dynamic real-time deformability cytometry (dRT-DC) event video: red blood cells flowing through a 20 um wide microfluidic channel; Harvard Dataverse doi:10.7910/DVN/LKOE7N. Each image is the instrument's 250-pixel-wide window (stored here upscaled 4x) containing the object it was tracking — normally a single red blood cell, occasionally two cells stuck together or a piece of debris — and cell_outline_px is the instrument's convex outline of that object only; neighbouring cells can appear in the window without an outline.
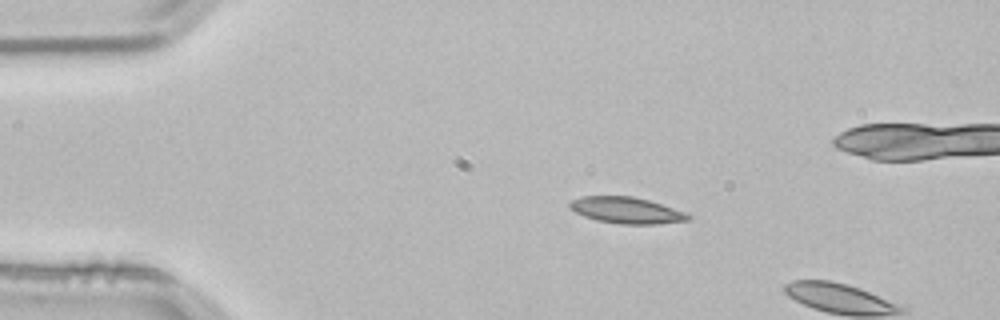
{"species": "common noctule bat (a hibernating species)", "species_latin": "Nyctalus noctula", "temperature_condition": "room temperature", "stored_images_in_passage": 3, "camera_frame_rate_fps": 3000, "um_per_image_px": 0.085, "animal": {"sex": "male", "body_mass_g": 21.5, "forearm_length_mm": 52.0}, "frame": {"image": 1, "passage_image": 1, "time_ms": 0.0, "image_size_px": [1000, 320], "cell_outline_px": [[692, 216], [688, 220], [656, 224], [620, 224], [596, 220], [584, 216], [568, 208], [568, 204], [572, 200], [584, 196], [632, 196], [648, 200], [688, 212]], "centroid_in_image_um": [53.26, 17.87], "position_along_channel_um": 31.7, "area_um2": 18.21}}